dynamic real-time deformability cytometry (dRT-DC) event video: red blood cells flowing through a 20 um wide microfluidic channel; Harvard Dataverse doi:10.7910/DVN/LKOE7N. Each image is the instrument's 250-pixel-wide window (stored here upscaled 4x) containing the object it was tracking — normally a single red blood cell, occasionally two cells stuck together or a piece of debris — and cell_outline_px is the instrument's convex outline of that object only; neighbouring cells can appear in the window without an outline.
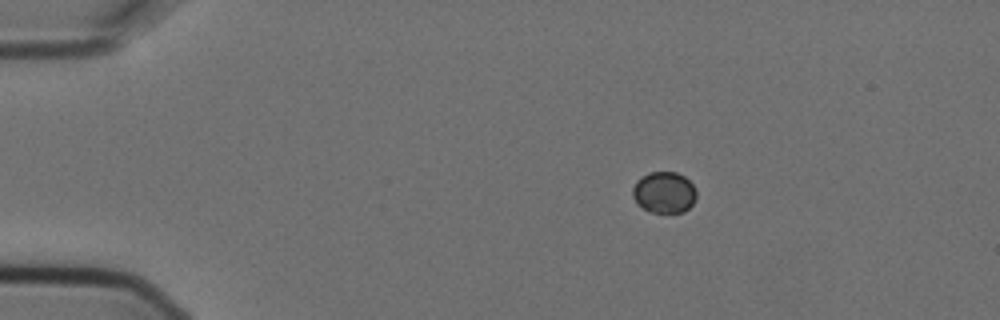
{"species": "Egyptian fruit bat (a non-hibernating species)", "species_latin": "Rousettus aegyptiacus", "temperature_condition": "cold", "stored_images_in_passage": 3, "camera_frame_rate_fps": 3000, "um_per_image_px": 0.085, "animal": {"sex": "female"}, "frame": {"image": 1, "passage_image": 1, "time_ms": 0.0, "image_size_px": [1000, 320], "cell_outline_px": [[696, 200], [684, 212], [652, 212], [636, 204], [632, 196], [632, 188], [636, 180], [640, 176], [648, 172], [676, 172], [684, 176], [692, 184], [696, 192]], "centroid_in_image_um": [56.42, 16.34], "position_along_channel_um": 28.6, "area_um2": 15.49}}